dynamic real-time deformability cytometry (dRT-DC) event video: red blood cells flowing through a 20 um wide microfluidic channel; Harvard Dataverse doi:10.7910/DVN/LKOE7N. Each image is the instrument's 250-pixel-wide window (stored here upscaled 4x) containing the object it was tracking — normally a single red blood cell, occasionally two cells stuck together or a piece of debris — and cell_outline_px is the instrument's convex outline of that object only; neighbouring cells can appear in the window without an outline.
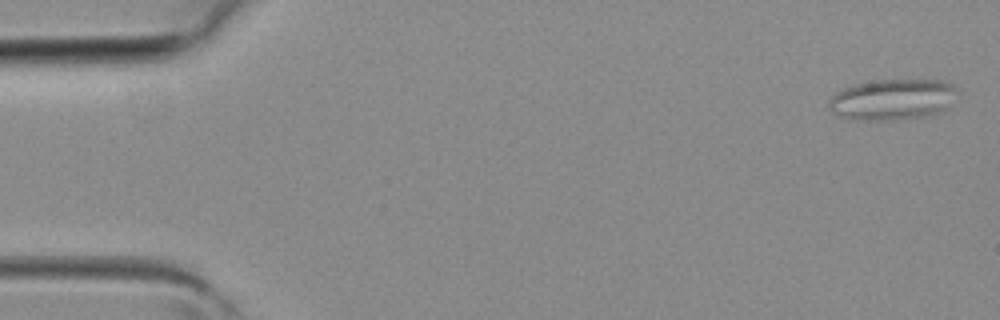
{"species": "common noctule bat (a hibernating species)", "species_latin": "Nyctalus noctula", "temperature_condition": "room temperature", "stored_images_in_passage": 3, "camera_frame_rate_fps": 3000, "um_per_image_px": 0.085, "animal": {"sex": "female", "body_mass_g": 19.3, "forearm_length_mm": 54.1}, "frame": {"image": 1, "passage_image": 1, "time_ms": 0.0, "image_size_px": [1000, 320], "cell_outline_px": [[960, 100], [948, 108], [932, 116], [892, 120], [856, 120], [840, 116], [832, 112], [828, 108], [828, 100], [836, 92], [844, 88], [856, 84], [876, 80], [948, 80], [960, 92]], "centroid_in_image_um": [75.98, 8.46], "position_along_channel_um": 9.0, "area_um2": 31.56}}